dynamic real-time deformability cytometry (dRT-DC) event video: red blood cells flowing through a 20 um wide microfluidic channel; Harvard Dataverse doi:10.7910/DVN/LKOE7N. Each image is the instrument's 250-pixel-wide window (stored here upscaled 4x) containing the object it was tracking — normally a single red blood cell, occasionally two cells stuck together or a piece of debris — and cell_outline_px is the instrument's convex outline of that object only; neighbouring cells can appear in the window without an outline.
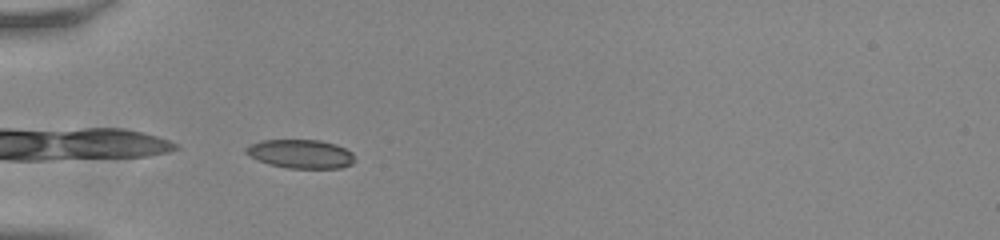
{"species": "common noctule bat (a hibernating species)", "species_latin": "Nyctalus noctula", "temperature_condition": "room temperature", "stored_images_in_passage": 37, "camera_frame_rate_fps": 3000, "um_per_image_px": 0.085, "animal": {"sex": "male", "body_mass_g": 20.0, "forearm_length_mm": 53.3}, "frame": {"image": 1, "passage_image": 1, "time_ms": 0.0, "image_size_px": [1000, 240], "cell_outline_px": [[356, 160], [352, 164], [340, 168], [288, 168], [268, 164], [256, 160], [248, 156], [244, 152], [244, 148], [248, 144], [260, 140], [320, 140], [336, 144], [352, 152]], "centroid_in_image_um": [25.51, 13.08], "position_along_channel_um": 59.5, "area_um2": 18.55}}
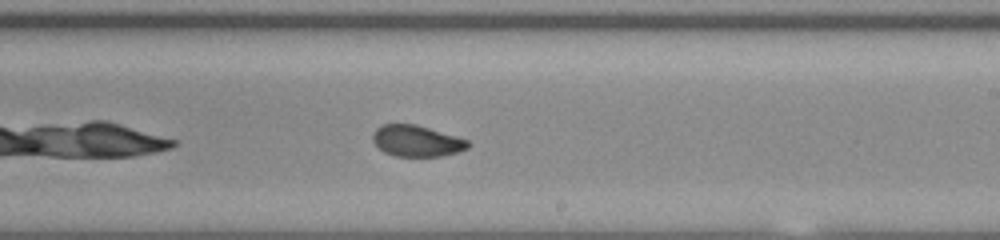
{"frame": {"image": 2, "passage_image": 17, "time_ms": 5.333, "image_size_px": [1000, 240], "cell_outline_px": [[468, 148], [456, 152], [440, 156], [396, 156], [384, 152], [372, 140], [372, 132], [380, 124], [416, 124], [456, 136], [468, 140]], "centroid_in_image_um": [35.37, 11.96], "position_along_channel_um": 253.6, "area_um2": 17.22}}
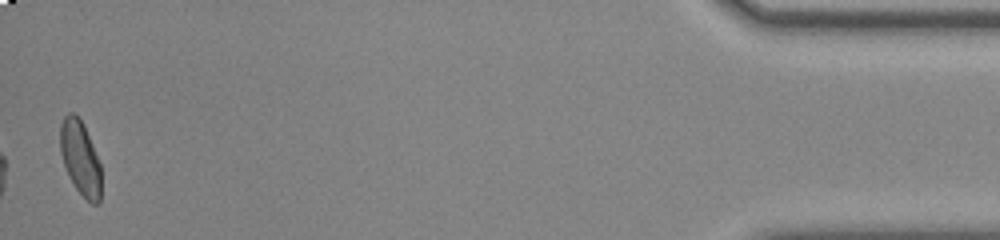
{"frame": {"image": 3, "passage_image": 37, "time_ms": 12.0, "image_size_px": [1000, 240], "cell_outline_px": [[100, 204], [92, 204], [76, 188], [68, 176], [60, 152], [60, 124], [64, 116], [68, 112], [72, 112], [80, 120], [88, 136], [100, 164]], "centroid_in_image_um": [6.8, 13.44], "position_along_channel_um": 428.4, "area_um2": 17.34}, "authors_computed_cell_mechanics": {"area_um2": 17.8602, "velocity_mm_per_s": 3.8127, "shape_relaxation_time_tau1_ms": 7.4078, "shape_relaxation_time_tau2_ms": 1.2457, "deformation_change_tau1": 0.1702, "deformation_change_tau2": 0.0471}}